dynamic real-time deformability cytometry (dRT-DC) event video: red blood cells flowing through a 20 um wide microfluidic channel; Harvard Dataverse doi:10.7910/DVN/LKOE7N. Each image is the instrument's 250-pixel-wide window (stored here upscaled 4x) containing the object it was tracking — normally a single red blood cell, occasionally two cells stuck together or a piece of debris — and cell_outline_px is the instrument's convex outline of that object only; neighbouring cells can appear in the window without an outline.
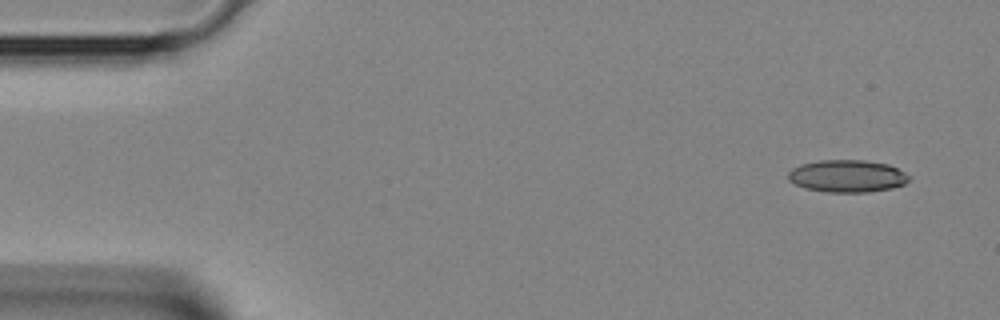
{"species": "Egyptian fruit bat (a non-hibernating species)", "species_latin": "Rousettus aegyptiacus", "temperature_condition": "room temperature", "stored_images_in_passage": 2, "camera_frame_rate_fps": 3000, "um_per_image_px": 0.085, "animal": {"sex": "female"}, "frame": {"image": 1, "passage_image": 1, "time_ms": 0.0, "image_size_px": [1000, 320], "cell_outline_px": [[912, 176], [904, 184], [892, 188], [868, 192], [824, 192], [804, 188], [788, 180], [788, 172], [792, 168], [800, 164], [820, 160], [864, 160], [888, 164]], "centroid_in_image_um": [72.0, 14.97], "position_along_channel_um": 13.0, "area_um2": 22.89}}
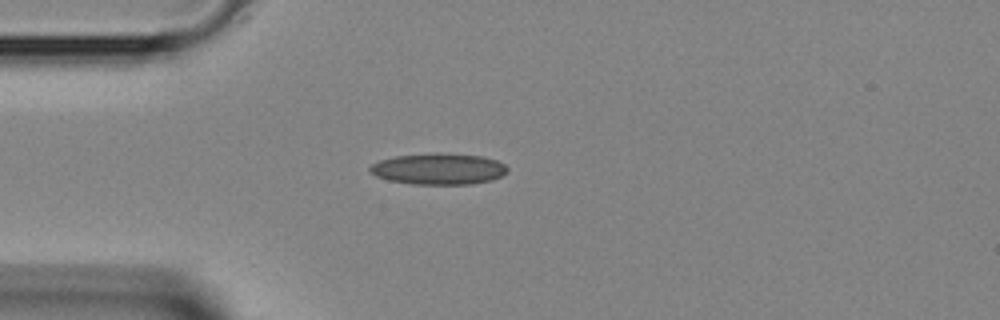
{"frame": {"image": 2, "passage_image": 2, "time_ms": 0.333, "image_size_px": [1000, 320], "cell_outline_px": [[508, 172], [492, 180], [472, 184], [412, 184], [388, 180], [376, 176], [368, 172], [368, 168], [372, 164], [380, 160], [396, 156], [480, 156], [496, 160], [504, 164], [508, 168]], "centroid_in_image_um": [37.27, 14.42], "position_along_channel_um": 47.7, "area_um2": 23.93}}